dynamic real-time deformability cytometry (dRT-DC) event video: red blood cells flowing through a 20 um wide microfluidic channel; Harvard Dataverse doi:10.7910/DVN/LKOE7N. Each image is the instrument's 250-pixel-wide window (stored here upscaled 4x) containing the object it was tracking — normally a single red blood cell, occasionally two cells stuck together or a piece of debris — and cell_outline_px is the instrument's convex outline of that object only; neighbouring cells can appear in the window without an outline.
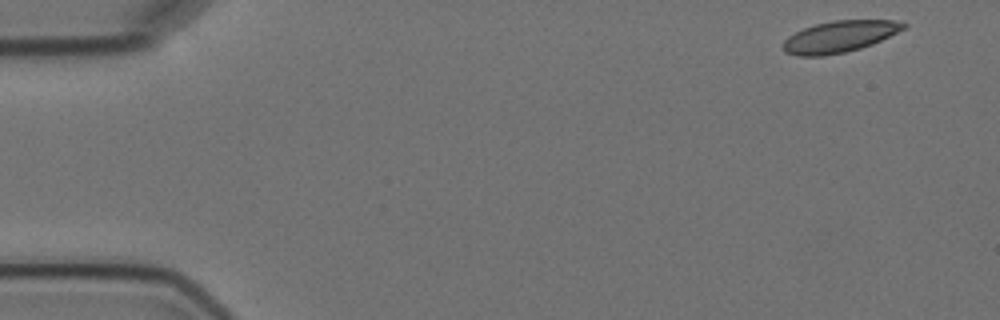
{"species": "Egyptian fruit bat (a non-hibernating species)", "species_latin": "Rousettus aegyptiacus", "temperature_condition": "cold", "stored_images_in_passage": 4, "camera_frame_rate_fps": 3000, "um_per_image_px": 0.085, "animal": {"sex": "female"}, "frame": {"image": 1, "passage_image": 1, "time_ms": 0.0, "image_size_px": [1000, 320], "cell_outline_px": [[908, 28], [872, 44], [860, 48], [844, 52], [824, 56], [796, 56], [784, 52], [784, 40], [788, 36], [804, 28], [816, 24], [832, 20], [892, 20], [908, 24]], "centroid_in_image_um": [71.38, 3.11], "position_along_channel_um": 13.6, "area_um2": 22.14}}
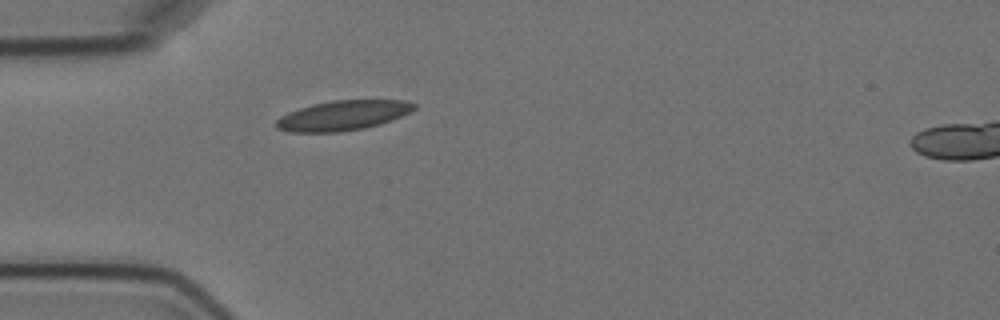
{"frame": {"image": 2, "passage_image": 4, "time_ms": 4.333, "image_size_px": [1000, 320], "cell_outline_px": [[416, 108], [392, 120], [380, 124], [364, 128], [340, 132], [288, 132], [276, 128], [276, 120], [280, 116], [288, 112], [312, 104], [332, 100], [404, 100], [416, 104]], "centroid_in_image_um": [29.12, 9.81], "position_along_channel_um": 55.9, "area_um2": 23.99}}